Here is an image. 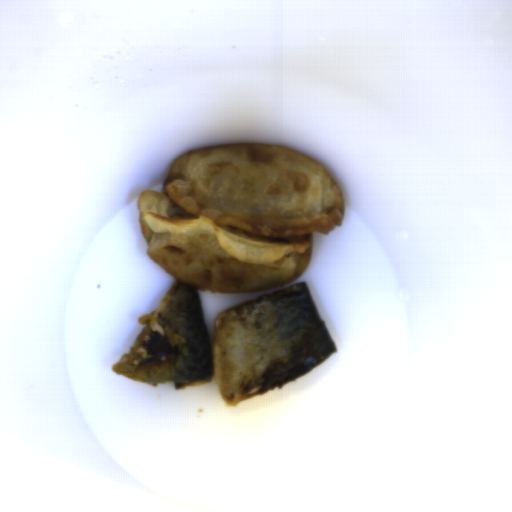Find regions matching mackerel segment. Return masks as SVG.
Returning a JSON list of instances; mask_svg holds the SVG:
<instances>
[{"instance_id": "mackerel-segment-1", "label": "mackerel segment", "mask_w": 512, "mask_h": 512, "mask_svg": "<svg viewBox=\"0 0 512 512\" xmlns=\"http://www.w3.org/2000/svg\"><path fill=\"white\" fill-rule=\"evenodd\" d=\"M139 323L114 373L176 391L215 382L228 406L286 385L337 351L305 282L220 311L211 341L197 288L178 280Z\"/></svg>"}]
</instances>
